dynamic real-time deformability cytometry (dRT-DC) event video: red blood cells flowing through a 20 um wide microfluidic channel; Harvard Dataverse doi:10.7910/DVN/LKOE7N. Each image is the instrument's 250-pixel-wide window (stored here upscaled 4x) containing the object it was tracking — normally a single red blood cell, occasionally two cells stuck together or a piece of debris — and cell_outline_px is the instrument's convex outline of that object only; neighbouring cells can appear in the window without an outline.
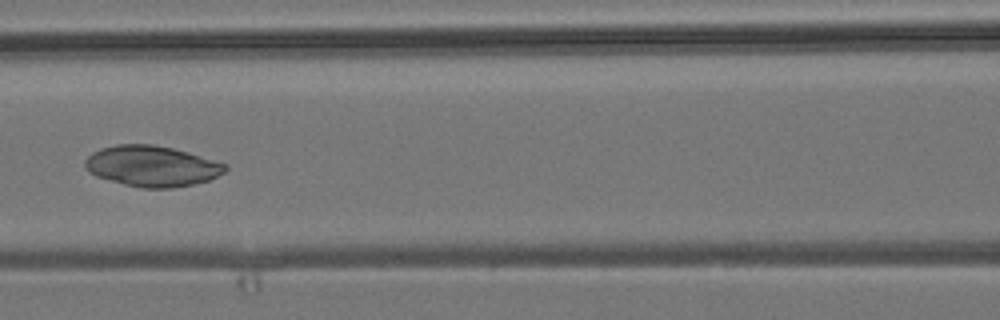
{"species": "common noctule bat (a hibernating species)", "species_latin": "Nyctalus noctula", "temperature_condition": "room temperature", "stored_images_in_passage": 5, "camera_frame_rate_fps": 3000, "um_per_image_px": 0.085, "animal": {"sex": "male", "body_mass_g": 19.2, "forearm_length_mm": 51.8}, "frame": {"image": 1, "passage_image": 4, "time_ms": 1.0, "image_size_px": [1000, 320], "cell_outline_px": [[228, 168], [224, 172], [208, 180], [192, 184], [172, 188], [140, 188], [124, 184], [96, 176], [88, 172], [84, 168], [84, 160], [92, 152], [100, 148], [116, 144], [152, 144], [172, 148], [228, 164]], "centroid_in_image_um": [12.87, 14.11], "position_along_channel_um": 153.7, "area_um2": 33.29}}
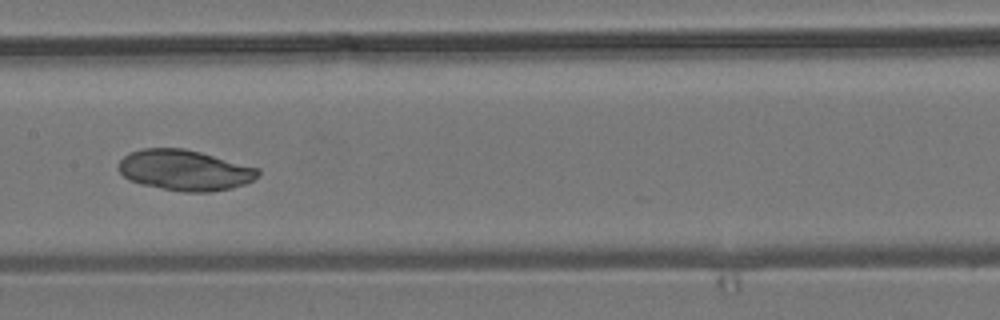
{"frame": {"image": 2, "passage_image": 5, "time_ms": 1.333, "image_size_px": [1000, 320], "cell_outline_px": [[260, 172], [252, 180], [244, 184], [232, 188], [208, 192], [184, 192], [140, 184], [128, 180], [120, 172], [120, 160], [128, 152], [144, 148], [184, 148], [200, 152], [260, 168]], "centroid_in_image_um": [15.69, 14.46], "position_along_channel_um": 191.7, "area_um2": 32.95}}